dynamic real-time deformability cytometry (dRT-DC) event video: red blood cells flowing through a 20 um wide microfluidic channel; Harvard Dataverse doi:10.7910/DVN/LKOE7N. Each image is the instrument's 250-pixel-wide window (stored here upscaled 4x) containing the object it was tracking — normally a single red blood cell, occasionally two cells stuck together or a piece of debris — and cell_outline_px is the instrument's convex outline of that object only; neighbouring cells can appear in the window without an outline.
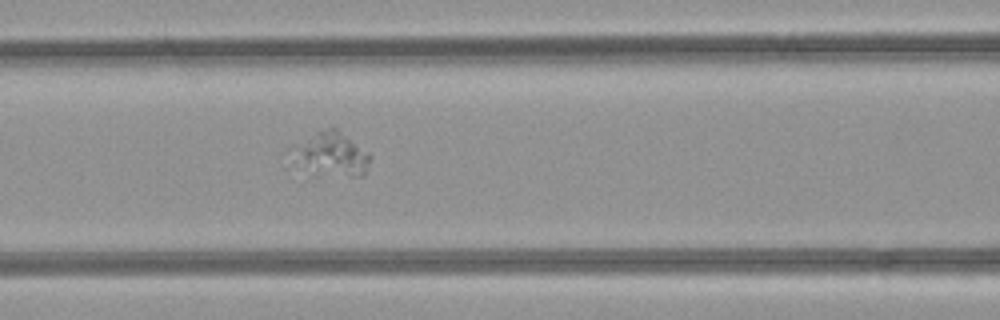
{"species": "common noctule bat (a hibernating species)", "species_latin": "Nyctalus noctula", "temperature_condition": "room temperature", "stored_images_in_passage": 50, "segment_of_instrument_passage": [2, 2], "camera_frame_rate_fps": 3000, "um_per_image_px": 0.085, "animal": {"sex": "female", "body_mass_g": 21.9}, "frame": {"image": 1, "passage_image": 22, "time_ms": 7.0, "image_size_px": [1000, 320], "cell_outline_px": [[368, 168], [364, 176], [352, 176], [284, 152], [292, 144], [332, 124], [368, 156]], "centroid_in_image_um": [28.19, 12.9], "position_along_channel_um": 138.4, "area_um2": 17.11}}
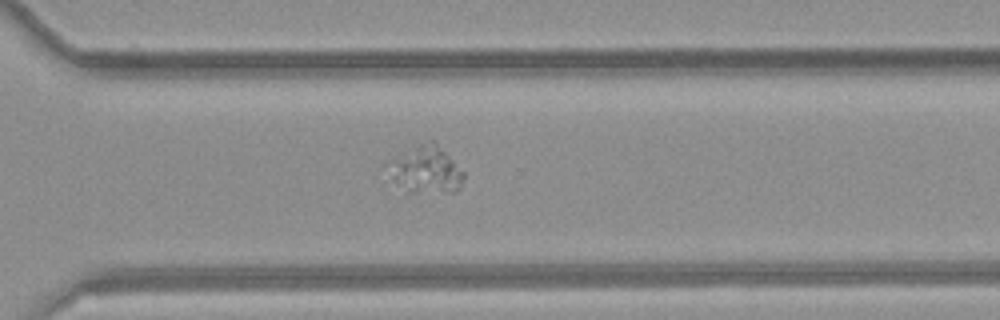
{"frame": {"image": 2, "passage_image": 36, "time_ms": 11.667, "image_size_px": [1000, 320], "cell_outline_px": [[464, 176], [460, 188], [456, 192], [408, 192], [396, 184], [380, 168], [388, 160], [428, 140], [436, 140], [464, 172]], "centroid_in_image_um": [36.13, 14.42], "position_along_channel_um": 334.5, "area_um2": 21.5}}
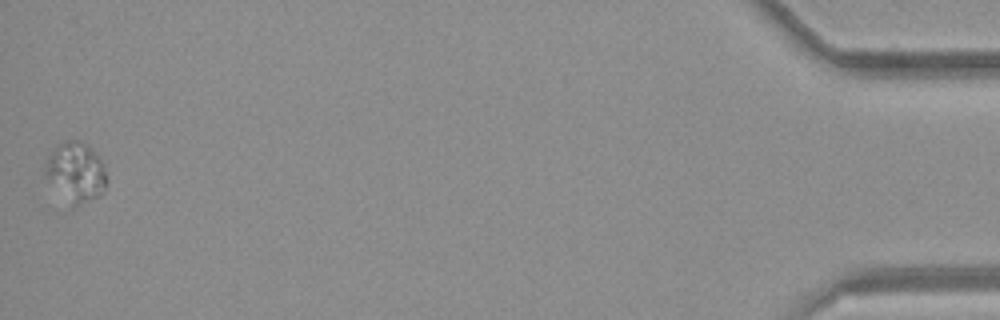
{"frame": {"image": 3, "passage_image": 50, "time_ms": 16.333, "image_size_px": [1000, 320], "cell_outline_px": [[108, 180], [104, 192], [96, 196], [76, 204], [72, 204], [44, 172], [44, 164], [48, 156], [56, 144], [68, 140], [76, 140], [92, 148], [100, 160], [104, 168]], "centroid_in_image_um": [6.46, 14.54], "position_along_channel_um": 428.7, "area_um2": 20.4}}